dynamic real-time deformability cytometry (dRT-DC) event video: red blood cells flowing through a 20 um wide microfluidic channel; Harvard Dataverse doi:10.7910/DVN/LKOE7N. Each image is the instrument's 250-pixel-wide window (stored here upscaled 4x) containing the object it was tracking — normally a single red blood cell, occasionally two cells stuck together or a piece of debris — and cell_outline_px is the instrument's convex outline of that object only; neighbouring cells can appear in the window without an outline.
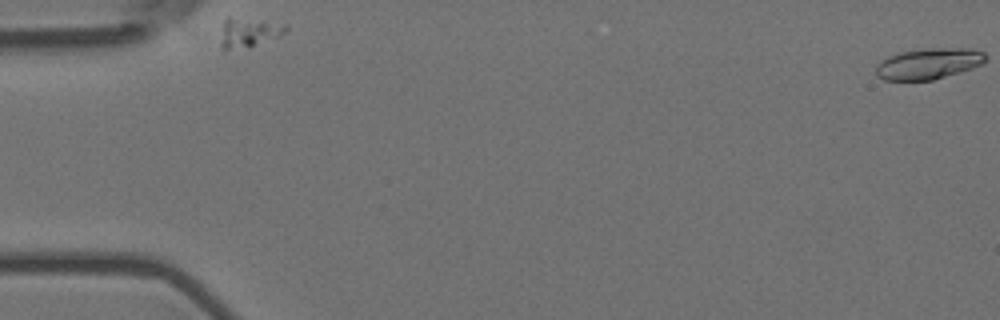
{"species": "Egyptian fruit bat (a non-hibernating species)", "species_latin": "Rousettus aegyptiacus", "temperature_condition": "room temperature", "stored_images_in_passage": 2, "camera_frame_rate_fps": 3000, "um_per_image_px": 0.085, "animal": {"sex": "female"}, "frame": {"image": 1, "passage_image": 1, "time_ms": 0.0, "image_size_px": [1000, 320], "cell_outline_px": [[288, 28], [284, 32], [252, 44], [224, 52], [220, 48], [220, 44], [224, 20], [228, 16], [288, 24]], "centroid_in_image_um": [21.04, 2.73], "position_along_channel_um": 64.0, "area_um2": 10.69}}